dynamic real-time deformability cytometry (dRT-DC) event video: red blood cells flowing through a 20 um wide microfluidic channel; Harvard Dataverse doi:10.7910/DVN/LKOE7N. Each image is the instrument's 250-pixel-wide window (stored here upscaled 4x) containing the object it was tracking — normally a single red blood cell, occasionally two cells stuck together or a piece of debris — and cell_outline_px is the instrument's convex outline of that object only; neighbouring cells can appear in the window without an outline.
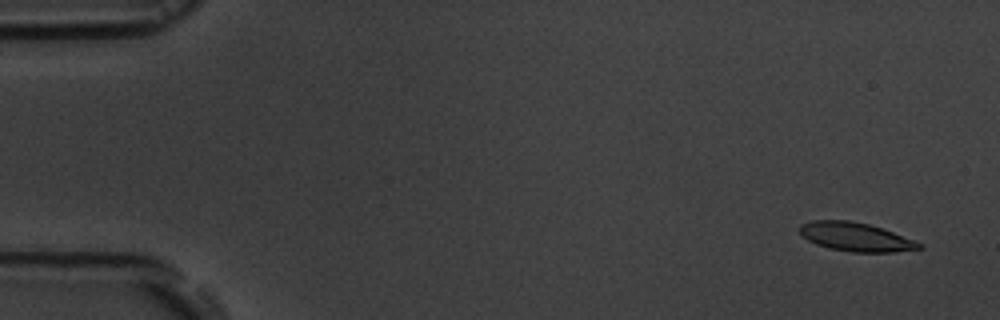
{"species": "common noctule bat (a hibernating species)", "species_latin": "Nyctalus noctula", "temperature_condition": "room temperature", "stored_images_in_passage": 4, "camera_frame_rate_fps": 3000, "um_per_image_px": 0.085, "animal": {"sex": "male", "body_mass_g": 19.5, "forearm_length_mm": 54.6}, "frame": {"image": 1, "passage_image": 1, "time_ms": 0.0, "image_size_px": [1000, 320], "cell_outline_px": [[924, 248], [892, 252], [852, 252], [828, 248], [816, 244], [808, 240], [800, 232], [800, 224], [812, 220], [848, 220], [868, 224], [892, 232], [912, 240], [920, 244]], "centroid_in_image_um": [72.68, 20.14], "position_along_channel_um": 12.3, "area_um2": 19.65}}
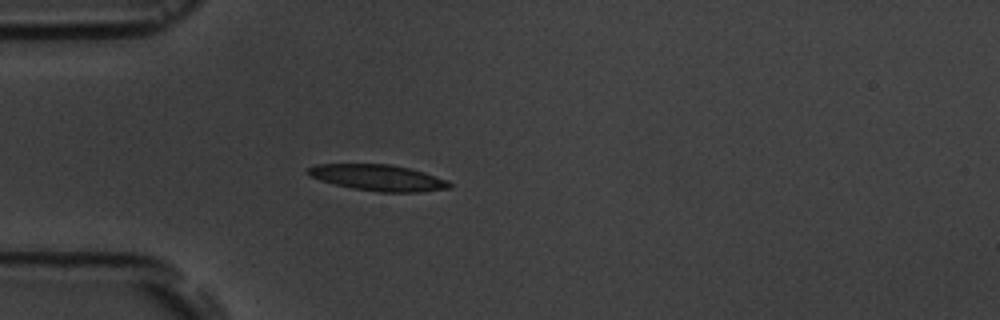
{"frame": {"image": 2, "passage_image": 4, "time_ms": 4.333, "image_size_px": [1000, 320], "cell_outline_px": [[452, 188], [420, 192], [380, 192], [352, 188], [320, 180], [304, 172], [308, 168], [316, 164], [392, 164], [424, 172], [448, 180], [452, 184]], "centroid_in_image_um": [32.17, 15.1], "position_along_channel_um": 52.8, "area_um2": 21.56}}